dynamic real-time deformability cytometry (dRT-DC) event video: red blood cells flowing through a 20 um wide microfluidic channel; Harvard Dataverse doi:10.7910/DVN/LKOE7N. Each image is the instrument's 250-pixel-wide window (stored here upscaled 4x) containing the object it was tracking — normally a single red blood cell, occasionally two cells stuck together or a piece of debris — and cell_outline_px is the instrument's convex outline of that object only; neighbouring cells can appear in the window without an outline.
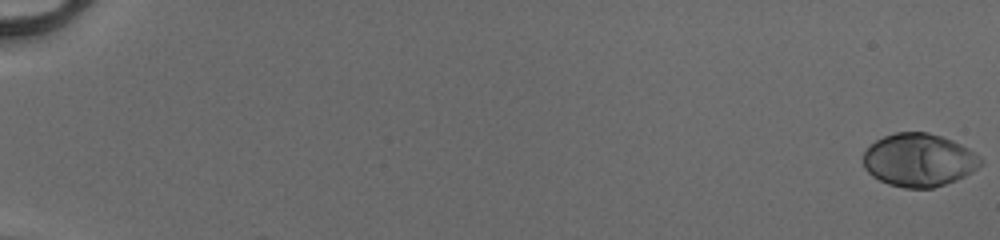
{"species": "human", "species_latin": "Homo sapiens", "temperature_condition": "cold", "stored_images_in_passage": 53, "camera_frame_rate_fps": 3000, "um_per_image_px": 0.085, "donor": {"sex": "male"}, "frame": {"image": 1, "passage_image": 1, "time_ms": 0.0, "image_size_px": [1000, 240], "cell_outline_px": [[984, 164], [972, 172], [956, 180], [932, 188], [904, 188], [888, 184], [872, 176], [864, 168], [864, 152], [876, 140], [884, 136], [896, 132], [928, 132], [952, 140], [976, 152], [984, 160]], "centroid_in_image_um": [78.14, 13.61], "position_along_channel_um": 6.9, "area_um2": 36.41}}
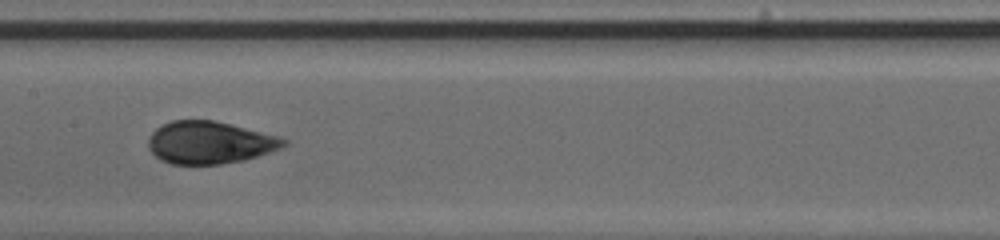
{"frame": {"image": 2, "passage_image": 30, "time_ms": 9.667, "image_size_px": [1000, 240], "cell_outline_px": [[288, 144], [284, 148], [244, 160], [220, 164], [172, 164], [160, 160], [148, 148], [148, 136], [156, 128], [172, 120], [212, 120], [280, 136], [288, 140]], "centroid_in_image_um": [17.84, 12.12], "position_along_channel_um": 189.6, "area_um2": 33.58}}
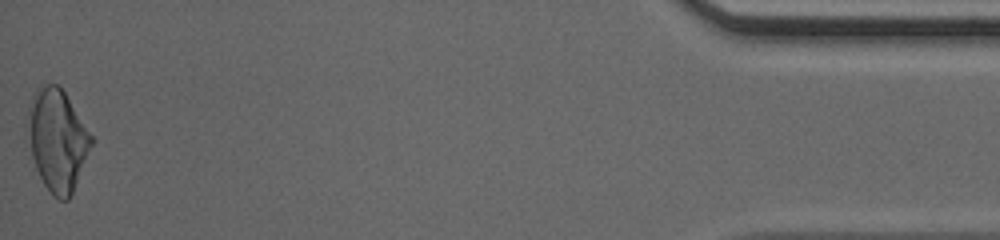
{"frame": {"image": 3, "passage_image": 53, "time_ms": 17.333, "image_size_px": [1000, 240], "cell_outline_px": [[96, 140], [72, 192], [68, 200], [60, 200], [52, 196], [44, 184], [36, 168], [24, 140], [24, 124], [28, 108], [32, 96], [36, 88], [40, 84], [56, 84], [64, 92]], "centroid_in_image_um": [4.83, 11.89], "position_along_channel_um": 430.4, "area_um2": 38.9}, "authors_computed_cell_mechanics": {"area_um2": 34.5066, "velocity_mm_per_s": 4.1766, "shape_relaxation_time_tau1_ms": 4.9549, "shape_relaxation_time_tau2_ms": null, "deformation_change_tau1": 0.1761, "deformation_change_tau2": null}}